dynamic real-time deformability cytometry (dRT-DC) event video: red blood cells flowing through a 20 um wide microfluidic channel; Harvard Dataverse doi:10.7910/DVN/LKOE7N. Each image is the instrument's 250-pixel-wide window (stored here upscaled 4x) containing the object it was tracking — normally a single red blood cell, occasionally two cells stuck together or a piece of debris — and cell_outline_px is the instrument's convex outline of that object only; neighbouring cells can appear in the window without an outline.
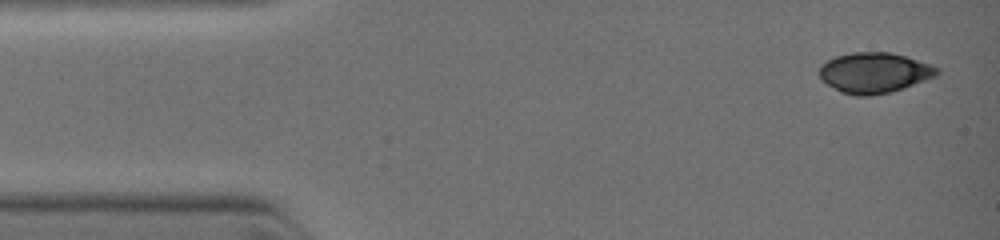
{"species": "common noctule bat (a hibernating species)", "species_latin": "Nyctalus noctula", "temperature_condition": "warm", "stored_images_in_passage": 5, "camera_frame_rate_fps": 3000, "um_per_image_px": 0.085, "animal": {"sex": "female", "body_mass_g": 19.0, "forearm_length_mm": 51.5}, "frame": {"image": 1, "passage_image": 1, "time_ms": 0.0, "image_size_px": [1000, 240], "cell_outline_px": [[940, 72], [936, 76], [888, 92], [868, 96], [856, 96], [840, 92], [828, 84], [820, 76], [820, 64], [836, 56], [852, 52], [888, 52], [904, 56], [932, 64], [940, 68]], "centroid_in_image_um": [74.31, 6.17], "position_along_channel_um": 10.7, "area_um2": 27.4}}
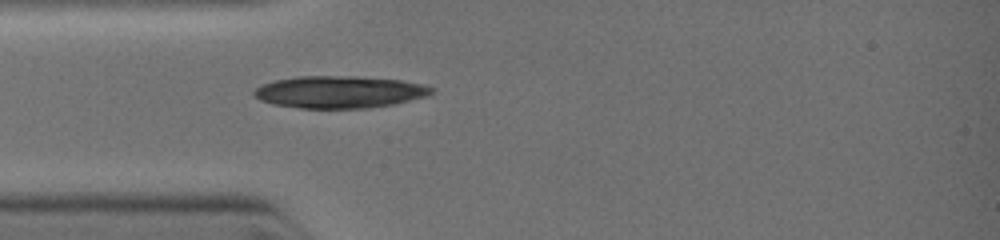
{"frame": {"image": 2, "passage_image": 5, "time_ms": 2.667, "image_size_px": [1000, 240], "cell_outline_px": [[432, 92], [428, 96], [392, 104], [364, 108], [300, 108], [272, 104], [260, 100], [252, 96], [252, 92], [256, 88], [264, 84], [276, 80], [296, 76], [356, 76], [400, 80], [420, 84], [432, 88]], "centroid_in_image_um": [28.79, 7.82], "position_along_channel_um": 56.2, "area_um2": 33.06}}